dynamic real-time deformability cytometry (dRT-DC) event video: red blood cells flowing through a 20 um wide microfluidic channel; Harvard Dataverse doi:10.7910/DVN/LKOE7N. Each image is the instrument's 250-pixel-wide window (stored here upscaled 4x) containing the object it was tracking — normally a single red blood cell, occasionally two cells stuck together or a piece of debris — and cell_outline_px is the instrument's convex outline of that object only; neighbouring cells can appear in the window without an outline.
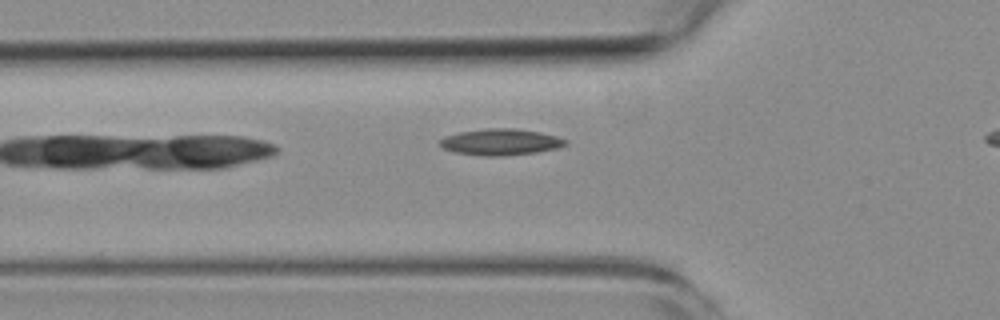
{"species": "common noctule bat (a hibernating species)", "species_latin": "Nyctalus noctula", "temperature_condition": "room temperature", "stored_images_in_passage": 6, "camera_frame_rate_fps": 3000, "um_per_image_px": 0.085, "animal": {"sex": "female", "body_mass_g": 19.3, "forearm_length_mm": 54.1}, "frame": {"image": 1, "passage_image": 5, "time_ms": 4.667, "image_size_px": [1000, 320], "cell_outline_px": [[568, 144], [556, 148], [536, 152], [504, 156], [484, 156], [456, 152], [444, 148], [440, 144], [440, 140], [444, 136], [460, 132], [488, 128], [516, 128], [540, 132], [556, 136], [568, 140]], "centroid_in_image_um": [42.58, 12.06], "position_along_channel_um": 83.2, "area_um2": 19.19}}